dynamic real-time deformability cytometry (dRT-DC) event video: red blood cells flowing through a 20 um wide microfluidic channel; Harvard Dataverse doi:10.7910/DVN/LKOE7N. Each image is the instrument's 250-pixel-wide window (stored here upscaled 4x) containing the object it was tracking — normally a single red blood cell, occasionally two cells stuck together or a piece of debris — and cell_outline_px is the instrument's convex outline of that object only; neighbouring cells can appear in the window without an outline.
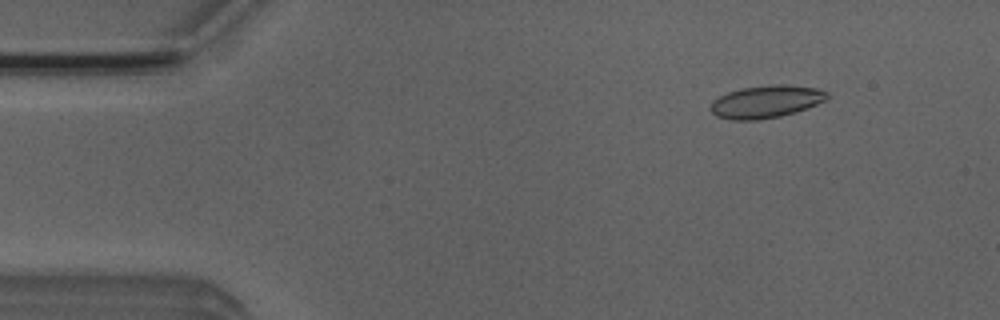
{"species": "Egyptian fruit bat (a non-hibernating species)", "species_latin": "Rousettus aegyptiacus", "temperature_condition": "room temperature", "stored_images_in_passage": 5, "camera_frame_rate_fps": 3000, "um_per_image_px": 0.085, "animal": {"sex": "male"}, "frame": {"image": 1, "passage_image": 2, "time_ms": 1.333, "image_size_px": [1000, 320], "cell_outline_px": [[828, 96], [824, 100], [816, 104], [796, 112], [780, 116], [756, 120], [732, 120], [716, 116], [708, 108], [712, 100], [728, 92], [740, 88], [772, 84], [788, 84], [816, 88], [828, 92]], "centroid_in_image_um": [65.07, 8.63], "position_along_channel_um": 19.9, "area_um2": 22.2}}